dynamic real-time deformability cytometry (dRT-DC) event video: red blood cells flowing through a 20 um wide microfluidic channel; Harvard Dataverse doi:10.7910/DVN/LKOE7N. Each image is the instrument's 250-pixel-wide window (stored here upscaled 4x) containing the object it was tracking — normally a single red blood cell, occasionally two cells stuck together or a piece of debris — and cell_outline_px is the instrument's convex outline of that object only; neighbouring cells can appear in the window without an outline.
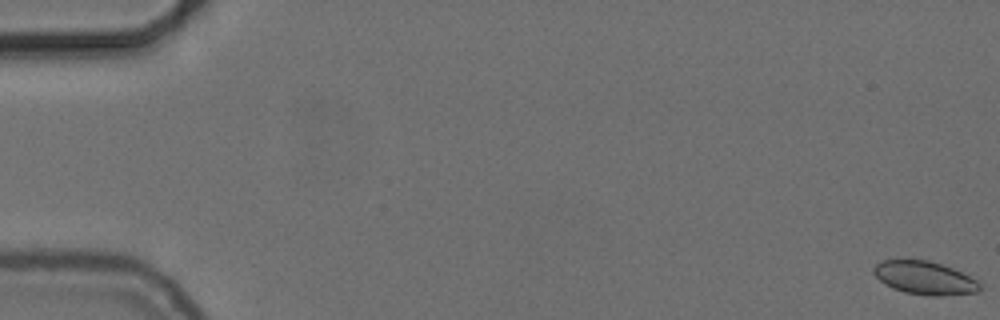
{"species": "common noctule bat (a hibernating species)", "species_latin": "Nyctalus noctula", "temperature_condition": "cold", "stored_images_in_passage": 10, "camera_frame_rate_fps": 3000, "um_per_image_px": 0.085, "animal": {"sex": "female", "body_mass_g": 24.6, "forearm_length_mm": 56.2}, "frame": {"image": 1, "passage_image": 1, "time_ms": 0.0, "image_size_px": [1000, 320], "cell_outline_px": [[980, 288], [976, 292], [940, 296], [932, 296], [904, 292], [892, 288], [884, 284], [872, 272], [872, 268], [880, 260], [928, 260], [952, 268], [976, 280], [980, 284]], "centroid_in_image_um": [78.54, 23.62], "position_along_channel_um": 6.5, "area_um2": 20.35}}